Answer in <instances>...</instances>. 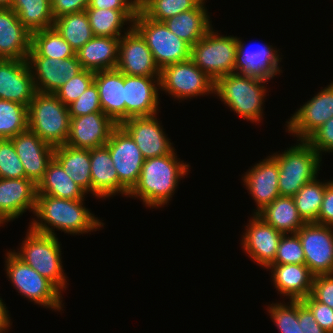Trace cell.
Here are the masks:
<instances>
[{
	"mask_svg": "<svg viewBox=\"0 0 333 333\" xmlns=\"http://www.w3.org/2000/svg\"><path fill=\"white\" fill-rule=\"evenodd\" d=\"M83 201L37 194L34 216L38 220L32 219L29 227L33 231L53 236H56L55 228L73 235L97 231L104 223L85 208Z\"/></svg>",
	"mask_w": 333,
	"mask_h": 333,
	"instance_id": "6da1fadb",
	"label": "cell"
},
{
	"mask_svg": "<svg viewBox=\"0 0 333 333\" xmlns=\"http://www.w3.org/2000/svg\"><path fill=\"white\" fill-rule=\"evenodd\" d=\"M177 154L163 155L144 160L138 183L128 197H139L145 207L158 208L169 203L181 178L189 171V164L180 161Z\"/></svg>",
	"mask_w": 333,
	"mask_h": 333,
	"instance_id": "7a4b0ae2",
	"label": "cell"
},
{
	"mask_svg": "<svg viewBox=\"0 0 333 333\" xmlns=\"http://www.w3.org/2000/svg\"><path fill=\"white\" fill-rule=\"evenodd\" d=\"M270 79L242 73H231L214 82V94L239 117L259 123L263 118V103Z\"/></svg>",
	"mask_w": 333,
	"mask_h": 333,
	"instance_id": "3957f363",
	"label": "cell"
},
{
	"mask_svg": "<svg viewBox=\"0 0 333 333\" xmlns=\"http://www.w3.org/2000/svg\"><path fill=\"white\" fill-rule=\"evenodd\" d=\"M68 106L55 94L36 92L28 106V129L47 144L64 145L70 131Z\"/></svg>",
	"mask_w": 333,
	"mask_h": 333,
	"instance_id": "277c9868",
	"label": "cell"
},
{
	"mask_svg": "<svg viewBox=\"0 0 333 333\" xmlns=\"http://www.w3.org/2000/svg\"><path fill=\"white\" fill-rule=\"evenodd\" d=\"M281 154L271 155L279 165L280 196L293 197L306 183L313 181L320 171L322 157L305 141Z\"/></svg>",
	"mask_w": 333,
	"mask_h": 333,
	"instance_id": "5b68a950",
	"label": "cell"
},
{
	"mask_svg": "<svg viewBox=\"0 0 333 333\" xmlns=\"http://www.w3.org/2000/svg\"><path fill=\"white\" fill-rule=\"evenodd\" d=\"M26 233L20 251L14 250V253L62 292L67 288V281L57 236L39 233L30 227Z\"/></svg>",
	"mask_w": 333,
	"mask_h": 333,
	"instance_id": "8992f818",
	"label": "cell"
},
{
	"mask_svg": "<svg viewBox=\"0 0 333 333\" xmlns=\"http://www.w3.org/2000/svg\"><path fill=\"white\" fill-rule=\"evenodd\" d=\"M213 27L191 47L194 64L214 82L237 72V37L214 32Z\"/></svg>",
	"mask_w": 333,
	"mask_h": 333,
	"instance_id": "52a82bcc",
	"label": "cell"
},
{
	"mask_svg": "<svg viewBox=\"0 0 333 333\" xmlns=\"http://www.w3.org/2000/svg\"><path fill=\"white\" fill-rule=\"evenodd\" d=\"M6 256L5 271L21 296L54 311L62 309V292L50 280L31 268L14 251H8Z\"/></svg>",
	"mask_w": 333,
	"mask_h": 333,
	"instance_id": "ba28073f",
	"label": "cell"
},
{
	"mask_svg": "<svg viewBox=\"0 0 333 333\" xmlns=\"http://www.w3.org/2000/svg\"><path fill=\"white\" fill-rule=\"evenodd\" d=\"M133 27L144 38L160 70L191 58V46L188 43L172 33L164 22L149 19L140 9Z\"/></svg>",
	"mask_w": 333,
	"mask_h": 333,
	"instance_id": "9c48e42d",
	"label": "cell"
},
{
	"mask_svg": "<svg viewBox=\"0 0 333 333\" xmlns=\"http://www.w3.org/2000/svg\"><path fill=\"white\" fill-rule=\"evenodd\" d=\"M160 89L178 100L214 93V81L191 58L160 70Z\"/></svg>",
	"mask_w": 333,
	"mask_h": 333,
	"instance_id": "30bf717a",
	"label": "cell"
},
{
	"mask_svg": "<svg viewBox=\"0 0 333 333\" xmlns=\"http://www.w3.org/2000/svg\"><path fill=\"white\" fill-rule=\"evenodd\" d=\"M296 234L310 272L314 276L333 274V227L315 222L305 223Z\"/></svg>",
	"mask_w": 333,
	"mask_h": 333,
	"instance_id": "8fae6325",
	"label": "cell"
},
{
	"mask_svg": "<svg viewBox=\"0 0 333 333\" xmlns=\"http://www.w3.org/2000/svg\"><path fill=\"white\" fill-rule=\"evenodd\" d=\"M117 171L119 181L131 191L138 183L144 157L131 136L117 125L105 145Z\"/></svg>",
	"mask_w": 333,
	"mask_h": 333,
	"instance_id": "7c38bea8",
	"label": "cell"
},
{
	"mask_svg": "<svg viewBox=\"0 0 333 333\" xmlns=\"http://www.w3.org/2000/svg\"><path fill=\"white\" fill-rule=\"evenodd\" d=\"M128 28L120 37L116 69L131 76L160 77V69L144 38L133 26Z\"/></svg>",
	"mask_w": 333,
	"mask_h": 333,
	"instance_id": "4fadbf2b",
	"label": "cell"
},
{
	"mask_svg": "<svg viewBox=\"0 0 333 333\" xmlns=\"http://www.w3.org/2000/svg\"><path fill=\"white\" fill-rule=\"evenodd\" d=\"M333 117V82L302 105L287 121L286 132L306 140Z\"/></svg>",
	"mask_w": 333,
	"mask_h": 333,
	"instance_id": "5bb4252c",
	"label": "cell"
},
{
	"mask_svg": "<svg viewBox=\"0 0 333 333\" xmlns=\"http://www.w3.org/2000/svg\"><path fill=\"white\" fill-rule=\"evenodd\" d=\"M156 115L131 117L120 124L136 143L144 159L172 154L175 151Z\"/></svg>",
	"mask_w": 333,
	"mask_h": 333,
	"instance_id": "9a60e30c",
	"label": "cell"
},
{
	"mask_svg": "<svg viewBox=\"0 0 333 333\" xmlns=\"http://www.w3.org/2000/svg\"><path fill=\"white\" fill-rule=\"evenodd\" d=\"M27 61L32 71L36 91L42 93L54 94L64 83L83 70L76 54L63 60L28 57Z\"/></svg>",
	"mask_w": 333,
	"mask_h": 333,
	"instance_id": "2e32d148",
	"label": "cell"
},
{
	"mask_svg": "<svg viewBox=\"0 0 333 333\" xmlns=\"http://www.w3.org/2000/svg\"><path fill=\"white\" fill-rule=\"evenodd\" d=\"M245 230L241 241L243 250L250 259L267 269L274 262L283 233L268 225L257 214H253Z\"/></svg>",
	"mask_w": 333,
	"mask_h": 333,
	"instance_id": "e0dca14e",
	"label": "cell"
},
{
	"mask_svg": "<svg viewBox=\"0 0 333 333\" xmlns=\"http://www.w3.org/2000/svg\"><path fill=\"white\" fill-rule=\"evenodd\" d=\"M27 60L0 59V99L29 106L36 94Z\"/></svg>",
	"mask_w": 333,
	"mask_h": 333,
	"instance_id": "ac0fdd59",
	"label": "cell"
},
{
	"mask_svg": "<svg viewBox=\"0 0 333 333\" xmlns=\"http://www.w3.org/2000/svg\"><path fill=\"white\" fill-rule=\"evenodd\" d=\"M116 126L117 124L103 112L71 117L70 131L65 144L82 149L102 147L107 144Z\"/></svg>",
	"mask_w": 333,
	"mask_h": 333,
	"instance_id": "d6986e66",
	"label": "cell"
},
{
	"mask_svg": "<svg viewBox=\"0 0 333 333\" xmlns=\"http://www.w3.org/2000/svg\"><path fill=\"white\" fill-rule=\"evenodd\" d=\"M11 140L24 166L25 178L31 179L37 185L53 160L55 147L44 142L30 129L17 134Z\"/></svg>",
	"mask_w": 333,
	"mask_h": 333,
	"instance_id": "ffe728a7",
	"label": "cell"
},
{
	"mask_svg": "<svg viewBox=\"0 0 333 333\" xmlns=\"http://www.w3.org/2000/svg\"><path fill=\"white\" fill-rule=\"evenodd\" d=\"M158 87V88H157ZM160 77L124 74L126 120L131 117L152 116L159 111Z\"/></svg>",
	"mask_w": 333,
	"mask_h": 333,
	"instance_id": "44dd1931",
	"label": "cell"
},
{
	"mask_svg": "<svg viewBox=\"0 0 333 333\" xmlns=\"http://www.w3.org/2000/svg\"><path fill=\"white\" fill-rule=\"evenodd\" d=\"M242 178L249 194L256 202L257 210L254 214L280 196L279 165L271 155L252 166Z\"/></svg>",
	"mask_w": 333,
	"mask_h": 333,
	"instance_id": "7402d4cb",
	"label": "cell"
},
{
	"mask_svg": "<svg viewBox=\"0 0 333 333\" xmlns=\"http://www.w3.org/2000/svg\"><path fill=\"white\" fill-rule=\"evenodd\" d=\"M37 185L28 178H0V214L13 221L26 210L35 211Z\"/></svg>",
	"mask_w": 333,
	"mask_h": 333,
	"instance_id": "603a6c76",
	"label": "cell"
},
{
	"mask_svg": "<svg viewBox=\"0 0 333 333\" xmlns=\"http://www.w3.org/2000/svg\"><path fill=\"white\" fill-rule=\"evenodd\" d=\"M32 33L11 8H0V59L27 60Z\"/></svg>",
	"mask_w": 333,
	"mask_h": 333,
	"instance_id": "cb8c5ba5",
	"label": "cell"
},
{
	"mask_svg": "<svg viewBox=\"0 0 333 333\" xmlns=\"http://www.w3.org/2000/svg\"><path fill=\"white\" fill-rule=\"evenodd\" d=\"M94 83L103 113L120 125L126 120L124 74L117 69L98 71L94 74Z\"/></svg>",
	"mask_w": 333,
	"mask_h": 333,
	"instance_id": "d4e9b609",
	"label": "cell"
},
{
	"mask_svg": "<svg viewBox=\"0 0 333 333\" xmlns=\"http://www.w3.org/2000/svg\"><path fill=\"white\" fill-rule=\"evenodd\" d=\"M90 164L94 197L103 200V198L113 197L118 193L128 197L130 191L119 181L110 152L105 145L90 149Z\"/></svg>",
	"mask_w": 333,
	"mask_h": 333,
	"instance_id": "484cf974",
	"label": "cell"
},
{
	"mask_svg": "<svg viewBox=\"0 0 333 333\" xmlns=\"http://www.w3.org/2000/svg\"><path fill=\"white\" fill-rule=\"evenodd\" d=\"M240 38H237V73L253 74L267 79H272L281 73L279 61L281 59L272 45L260 44L246 46Z\"/></svg>",
	"mask_w": 333,
	"mask_h": 333,
	"instance_id": "4316f807",
	"label": "cell"
},
{
	"mask_svg": "<svg viewBox=\"0 0 333 333\" xmlns=\"http://www.w3.org/2000/svg\"><path fill=\"white\" fill-rule=\"evenodd\" d=\"M272 282L289 300H302L312 292L314 275L305 264H271Z\"/></svg>",
	"mask_w": 333,
	"mask_h": 333,
	"instance_id": "83f0119b",
	"label": "cell"
},
{
	"mask_svg": "<svg viewBox=\"0 0 333 333\" xmlns=\"http://www.w3.org/2000/svg\"><path fill=\"white\" fill-rule=\"evenodd\" d=\"M120 38L94 36L77 52V59L85 70L93 72L116 69Z\"/></svg>",
	"mask_w": 333,
	"mask_h": 333,
	"instance_id": "f1b7e54d",
	"label": "cell"
},
{
	"mask_svg": "<svg viewBox=\"0 0 333 333\" xmlns=\"http://www.w3.org/2000/svg\"><path fill=\"white\" fill-rule=\"evenodd\" d=\"M202 0L194 9L182 12L163 21L168 29L191 47L211 28L210 17Z\"/></svg>",
	"mask_w": 333,
	"mask_h": 333,
	"instance_id": "f546056e",
	"label": "cell"
},
{
	"mask_svg": "<svg viewBox=\"0 0 333 333\" xmlns=\"http://www.w3.org/2000/svg\"><path fill=\"white\" fill-rule=\"evenodd\" d=\"M53 159L87 194H92L90 149L60 145L55 147Z\"/></svg>",
	"mask_w": 333,
	"mask_h": 333,
	"instance_id": "4dcf8cb0",
	"label": "cell"
},
{
	"mask_svg": "<svg viewBox=\"0 0 333 333\" xmlns=\"http://www.w3.org/2000/svg\"><path fill=\"white\" fill-rule=\"evenodd\" d=\"M257 215L283 234H296L305 224L299 216L293 197L279 196Z\"/></svg>",
	"mask_w": 333,
	"mask_h": 333,
	"instance_id": "1f68e13d",
	"label": "cell"
},
{
	"mask_svg": "<svg viewBox=\"0 0 333 333\" xmlns=\"http://www.w3.org/2000/svg\"><path fill=\"white\" fill-rule=\"evenodd\" d=\"M37 194L69 200H81L85 198L86 192L53 159L48 164L43 178L37 184Z\"/></svg>",
	"mask_w": 333,
	"mask_h": 333,
	"instance_id": "d6a6232c",
	"label": "cell"
},
{
	"mask_svg": "<svg viewBox=\"0 0 333 333\" xmlns=\"http://www.w3.org/2000/svg\"><path fill=\"white\" fill-rule=\"evenodd\" d=\"M85 11L94 36L120 38L123 26L127 23L130 24L129 26H133L139 10L86 8Z\"/></svg>",
	"mask_w": 333,
	"mask_h": 333,
	"instance_id": "836d02e7",
	"label": "cell"
},
{
	"mask_svg": "<svg viewBox=\"0 0 333 333\" xmlns=\"http://www.w3.org/2000/svg\"><path fill=\"white\" fill-rule=\"evenodd\" d=\"M11 9L31 33L53 27L51 0H14Z\"/></svg>",
	"mask_w": 333,
	"mask_h": 333,
	"instance_id": "e575fe53",
	"label": "cell"
},
{
	"mask_svg": "<svg viewBox=\"0 0 333 333\" xmlns=\"http://www.w3.org/2000/svg\"><path fill=\"white\" fill-rule=\"evenodd\" d=\"M53 27L75 52L94 37L85 10L54 19Z\"/></svg>",
	"mask_w": 333,
	"mask_h": 333,
	"instance_id": "d590c367",
	"label": "cell"
},
{
	"mask_svg": "<svg viewBox=\"0 0 333 333\" xmlns=\"http://www.w3.org/2000/svg\"><path fill=\"white\" fill-rule=\"evenodd\" d=\"M75 55L69 43L52 27L32 33L28 57L67 59Z\"/></svg>",
	"mask_w": 333,
	"mask_h": 333,
	"instance_id": "8d00e7d4",
	"label": "cell"
},
{
	"mask_svg": "<svg viewBox=\"0 0 333 333\" xmlns=\"http://www.w3.org/2000/svg\"><path fill=\"white\" fill-rule=\"evenodd\" d=\"M320 182L317 177L306 183L294 196L299 216L305 223L316 222L322 206L325 188L332 182Z\"/></svg>",
	"mask_w": 333,
	"mask_h": 333,
	"instance_id": "74e56055",
	"label": "cell"
},
{
	"mask_svg": "<svg viewBox=\"0 0 333 333\" xmlns=\"http://www.w3.org/2000/svg\"><path fill=\"white\" fill-rule=\"evenodd\" d=\"M28 129V107L0 99V139H11Z\"/></svg>",
	"mask_w": 333,
	"mask_h": 333,
	"instance_id": "f35d334b",
	"label": "cell"
},
{
	"mask_svg": "<svg viewBox=\"0 0 333 333\" xmlns=\"http://www.w3.org/2000/svg\"><path fill=\"white\" fill-rule=\"evenodd\" d=\"M202 0H140L139 9L158 22L194 9Z\"/></svg>",
	"mask_w": 333,
	"mask_h": 333,
	"instance_id": "ab89813d",
	"label": "cell"
},
{
	"mask_svg": "<svg viewBox=\"0 0 333 333\" xmlns=\"http://www.w3.org/2000/svg\"><path fill=\"white\" fill-rule=\"evenodd\" d=\"M287 304L285 302L272 303L266 310L280 333H300L298 300H289Z\"/></svg>",
	"mask_w": 333,
	"mask_h": 333,
	"instance_id": "60d3db41",
	"label": "cell"
},
{
	"mask_svg": "<svg viewBox=\"0 0 333 333\" xmlns=\"http://www.w3.org/2000/svg\"><path fill=\"white\" fill-rule=\"evenodd\" d=\"M0 178H25L24 166L11 139H0Z\"/></svg>",
	"mask_w": 333,
	"mask_h": 333,
	"instance_id": "b9f144b4",
	"label": "cell"
},
{
	"mask_svg": "<svg viewBox=\"0 0 333 333\" xmlns=\"http://www.w3.org/2000/svg\"><path fill=\"white\" fill-rule=\"evenodd\" d=\"M95 72L83 69L69 79L54 94L66 106L77 100L80 95L94 82Z\"/></svg>",
	"mask_w": 333,
	"mask_h": 333,
	"instance_id": "7bdbcfd3",
	"label": "cell"
},
{
	"mask_svg": "<svg viewBox=\"0 0 333 333\" xmlns=\"http://www.w3.org/2000/svg\"><path fill=\"white\" fill-rule=\"evenodd\" d=\"M272 264H305L301 241L297 234H283Z\"/></svg>",
	"mask_w": 333,
	"mask_h": 333,
	"instance_id": "ee69618b",
	"label": "cell"
},
{
	"mask_svg": "<svg viewBox=\"0 0 333 333\" xmlns=\"http://www.w3.org/2000/svg\"><path fill=\"white\" fill-rule=\"evenodd\" d=\"M69 116L78 117L94 112H103L96 84L93 82L80 97L68 105Z\"/></svg>",
	"mask_w": 333,
	"mask_h": 333,
	"instance_id": "f6af8a7d",
	"label": "cell"
},
{
	"mask_svg": "<svg viewBox=\"0 0 333 333\" xmlns=\"http://www.w3.org/2000/svg\"><path fill=\"white\" fill-rule=\"evenodd\" d=\"M305 141L320 156H322V152L333 153V117L315 130Z\"/></svg>",
	"mask_w": 333,
	"mask_h": 333,
	"instance_id": "bcb514c9",
	"label": "cell"
},
{
	"mask_svg": "<svg viewBox=\"0 0 333 333\" xmlns=\"http://www.w3.org/2000/svg\"><path fill=\"white\" fill-rule=\"evenodd\" d=\"M301 301L311 310L318 325L327 333H333V309L318 302L311 294Z\"/></svg>",
	"mask_w": 333,
	"mask_h": 333,
	"instance_id": "7dc6e473",
	"label": "cell"
},
{
	"mask_svg": "<svg viewBox=\"0 0 333 333\" xmlns=\"http://www.w3.org/2000/svg\"><path fill=\"white\" fill-rule=\"evenodd\" d=\"M311 295L333 309V274L314 276Z\"/></svg>",
	"mask_w": 333,
	"mask_h": 333,
	"instance_id": "c3c4849f",
	"label": "cell"
},
{
	"mask_svg": "<svg viewBox=\"0 0 333 333\" xmlns=\"http://www.w3.org/2000/svg\"><path fill=\"white\" fill-rule=\"evenodd\" d=\"M90 0H51V10L54 19L65 14L86 10Z\"/></svg>",
	"mask_w": 333,
	"mask_h": 333,
	"instance_id": "681fc988",
	"label": "cell"
},
{
	"mask_svg": "<svg viewBox=\"0 0 333 333\" xmlns=\"http://www.w3.org/2000/svg\"><path fill=\"white\" fill-rule=\"evenodd\" d=\"M298 322L300 333H327L318 325L311 310L301 300H298Z\"/></svg>",
	"mask_w": 333,
	"mask_h": 333,
	"instance_id": "f907efd6",
	"label": "cell"
},
{
	"mask_svg": "<svg viewBox=\"0 0 333 333\" xmlns=\"http://www.w3.org/2000/svg\"><path fill=\"white\" fill-rule=\"evenodd\" d=\"M315 223L333 227V181L325 188L322 206Z\"/></svg>",
	"mask_w": 333,
	"mask_h": 333,
	"instance_id": "816d5d0a",
	"label": "cell"
},
{
	"mask_svg": "<svg viewBox=\"0 0 333 333\" xmlns=\"http://www.w3.org/2000/svg\"><path fill=\"white\" fill-rule=\"evenodd\" d=\"M140 0H90L87 8L113 10H139Z\"/></svg>",
	"mask_w": 333,
	"mask_h": 333,
	"instance_id": "f5cc1de1",
	"label": "cell"
},
{
	"mask_svg": "<svg viewBox=\"0 0 333 333\" xmlns=\"http://www.w3.org/2000/svg\"><path fill=\"white\" fill-rule=\"evenodd\" d=\"M2 298H0V333H5L8 328L12 325L9 311L7 310L6 304L2 302Z\"/></svg>",
	"mask_w": 333,
	"mask_h": 333,
	"instance_id": "db71d44e",
	"label": "cell"
},
{
	"mask_svg": "<svg viewBox=\"0 0 333 333\" xmlns=\"http://www.w3.org/2000/svg\"><path fill=\"white\" fill-rule=\"evenodd\" d=\"M14 0H0V8H11Z\"/></svg>",
	"mask_w": 333,
	"mask_h": 333,
	"instance_id": "11a10c76",
	"label": "cell"
},
{
	"mask_svg": "<svg viewBox=\"0 0 333 333\" xmlns=\"http://www.w3.org/2000/svg\"><path fill=\"white\" fill-rule=\"evenodd\" d=\"M7 222L3 217L2 215L0 214V227L3 223Z\"/></svg>",
	"mask_w": 333,
	"mask_h": 333,
	"instance_id": "9f6ffc18",
	"label": "cell"
}]
</instances>
